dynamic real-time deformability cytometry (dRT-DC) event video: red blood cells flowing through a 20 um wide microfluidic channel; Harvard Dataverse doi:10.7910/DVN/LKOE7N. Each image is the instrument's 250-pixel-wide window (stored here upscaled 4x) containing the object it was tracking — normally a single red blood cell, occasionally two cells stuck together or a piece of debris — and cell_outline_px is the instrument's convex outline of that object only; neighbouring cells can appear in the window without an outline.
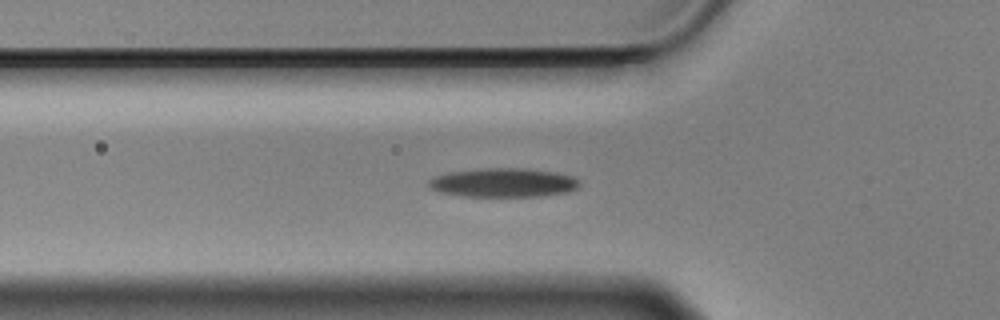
{"species": "Egyptian fruit bat (a non-hibernating species)", "species_latin": "Rousettus aegyptiacus", "temperature_condition": "cold", "stored_images_in_passage": 41, "camera_frame_rate_fps": 3000, "um_per_image_px": 0.085, "animal": {"sex": "male"}, "frame": {"image": 1, "passage_image": 2, "time_ms": 0.333, "image_size_px": [1000, 320], "cell_outline_px": [[580, 184], [576, 188], [568, 192], [544, 196], [464, 196], [440, 192], [428, 188], [428, 180], [432, 176], [448, 172], [480, 168], [524, 168], [552, 172], [572, 176], [580, 180]], "centroid_in_image_um": [42.74, 15.52], "position_along_channel_um": 83.1, "area_um2": 25.61}}
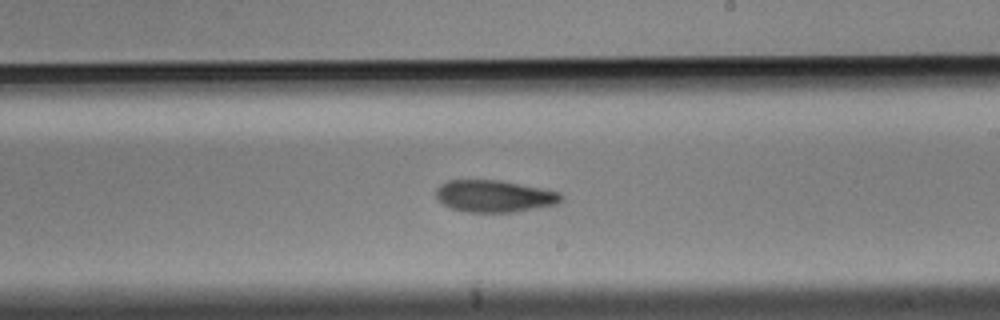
{"frame": {"image": 2, "passage_image": 16, "time_ms": 5.0, "image_size_px": [1000, 320], "cell_outline_px": [[564, 200], [556, 204], [512, 212], [464, 212], [452, 208], [444, 204], [436, 196], [436, 188], [440, 184], [448, 180], [496, 180], [520, 184], [560, 192]], "centroid_in_image_um": [42.0, 16.67], "position_along_channel_um": 247.0, "area_um2": 23.12}}
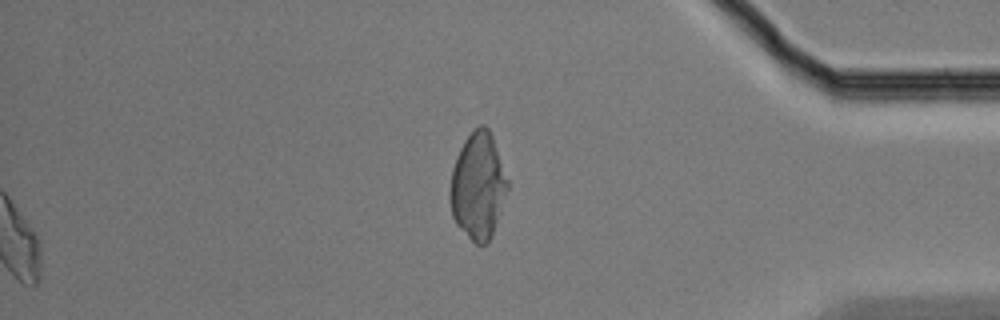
{"frame": {"image": 3, "passage_image": 41, "time_ms": 13.333, "image_size_px": [1000, 320], "cell_outline_px": [[508, 188], [492, 236], [488, 244], [476, 244], [456, 224], [452, 216], [448, 192], [452, 168], [456, 156], [464, 140], [472, 128], [480, 124], [484, 124], [488, 128], [492, 136], [508, 180]], "centroid_in_image_um": [40.6, 15.79], "position_along_channel_um": 394.6, "area_um2": 35.89}, "authors_computed_cell_mechanics": {"area_um2": 23.12, "velocity_mm_per_s": 3.4968, "shape_relaxation_time_tau1_ms": 7.5074, "shape_relaxation_time_tau2_ms": 8.3227, "deformation_change_tau1": 0.1723, "deformation_change_tau2": 0.1693}}